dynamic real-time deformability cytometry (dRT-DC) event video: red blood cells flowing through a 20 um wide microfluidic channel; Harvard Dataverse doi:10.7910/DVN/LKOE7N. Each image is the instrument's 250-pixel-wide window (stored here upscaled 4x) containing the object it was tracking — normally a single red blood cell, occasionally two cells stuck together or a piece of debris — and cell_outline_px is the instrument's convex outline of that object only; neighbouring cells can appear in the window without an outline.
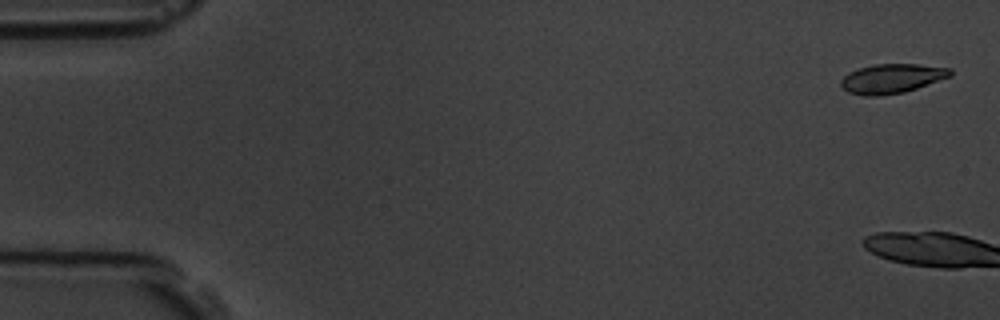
{"species": "common noctule bat (a hibernating species)", "species_latin": "Nyctalus noctula", "temperature_condition": "room temperature", "stored_images_in_passage": 5, "camera_frame_rate_fps": 3000, "um_per_image_px": 0.085, "animal": {"sex": "male", "body_mass_g": 19.5, "forearm_length_mm": 54.6}, "frame": {"image": 1, "passage_image": 1, "time_ms": 0.0, "image_size_px": [1000, 320], "cell_outline_px": [[952, 76], [904, 92], [880, 96], [864, 96], [848, 92], [840, 84], [840, 80], [848, 72], [860, 68], [876, 64], [920, 64], [952, 68]], "centroid_in_image_um": [75.81, 6.67], "position_along_channel_um": 9.2, "area_um2": 18.79}}